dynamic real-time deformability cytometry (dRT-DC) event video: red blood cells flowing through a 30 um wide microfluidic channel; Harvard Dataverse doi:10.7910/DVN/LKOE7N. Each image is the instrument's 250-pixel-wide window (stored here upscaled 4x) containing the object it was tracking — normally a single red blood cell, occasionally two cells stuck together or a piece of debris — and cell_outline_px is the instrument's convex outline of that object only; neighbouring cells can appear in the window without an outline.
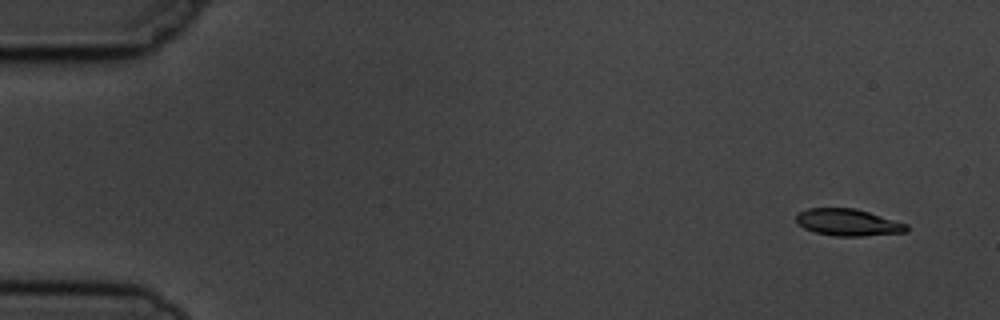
{"species": "common noctule bat (a hibernating species)", "species_latin": "Nyctalus noctula", "temperature_condition": "cold", "stored_images_in_passage": 5, "segment_of_instrument_passage": [2, 2], "camera_frame_rate_fps": 3000, "um_per_image_px": 0.085, "animal": {"sex": "male", "body_mass_g": 19.5, "forearm_length_mm": 54.6}, "frame": {"image": 1, "passage_image": 5, "time_ms": 5.667, "image_size_px": [1000, 320], "cell_outline_px": [[908, 232], [860, 236], [836, 236], [816, 232], [804, 228], [796, 220], [796, 216], [800, 212], [808, 208], [856, 208], [908, 224]], "centroid_in_image_um": [72.11, 18.9], "position_along_channel_um": 12.9, "area_um2": 17.17}}